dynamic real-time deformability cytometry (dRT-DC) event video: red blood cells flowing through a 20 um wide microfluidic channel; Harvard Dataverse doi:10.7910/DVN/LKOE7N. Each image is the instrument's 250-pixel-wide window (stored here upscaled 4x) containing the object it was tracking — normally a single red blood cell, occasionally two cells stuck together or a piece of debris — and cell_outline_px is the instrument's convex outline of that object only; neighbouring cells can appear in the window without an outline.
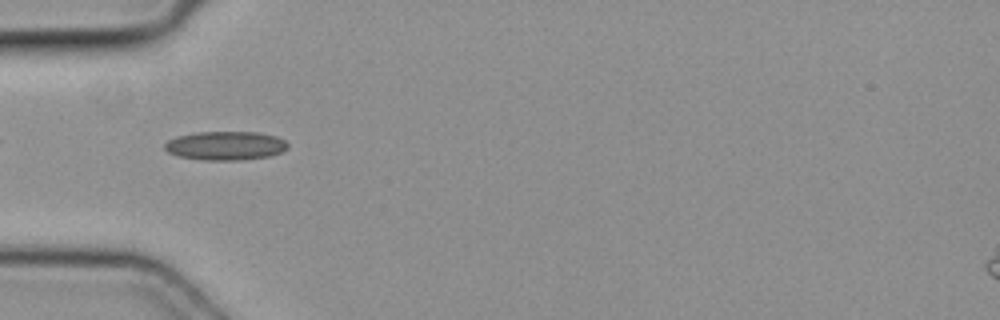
{"species": "common noctule bat (a hibernating species)", "species_latin": "Nyctalus noctula", "temperature_condition": "cold", "stored_images_in_passage": 37, "camera_frame_rate_fps": 3000, "um_per_image_px": 0.085, "animal": {"sex": "female", "body_mass_g": 19.3, "forearm_length_mm": 54.1}, "frame": {"image": 1, "passage_image": 4, "time_ms": 1.0, "image_size_px": [1000, 320], "cell_outline_px": [[288, 148], [280, 152], [268, 156], [244, 160], [200, 160], [180, 156], [168, 152], [164, 148], [164, 144], [168, 140], [176, 136], [200, 132], [256, 132], [276, 136], [284, 140], [288, 144]], "centroid_in_image_um": [19.16, 12.38], "position_along_channel_um": 65.8, "area_um2": 20.63}}
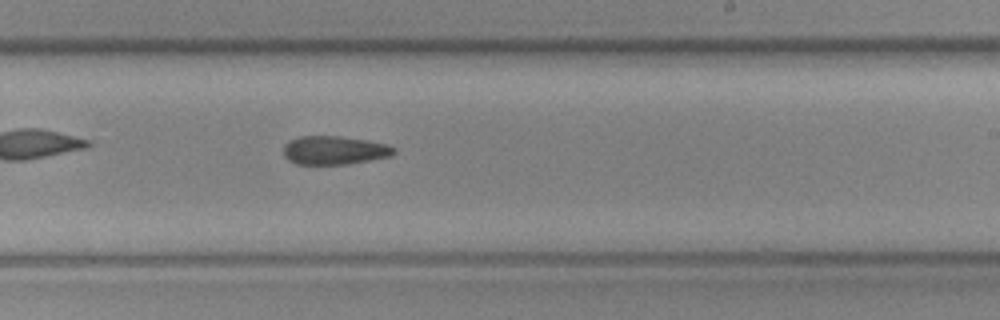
{"frame": {"image": 2, "passage_image": 18, "time_ms": 5.667, "image_size_px": [1000, 320], "cell_outline_px": [[396, 152], [392, 156], [348, 164], [296, 164], [288, 160], [284, 156], [284, 144], [300, 136], [340, 136], [388, 144], [396, 148]], "centroid_in_image_um": [28.44, 12.78], "position_along_channel_um": 260.6, "area_um2": 18.38}}
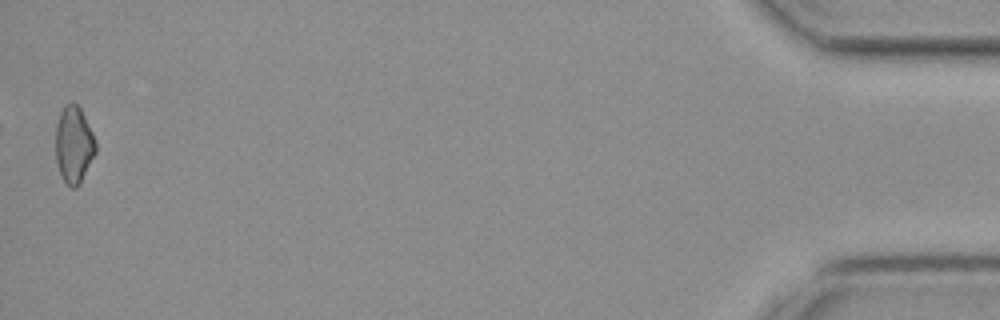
{"frame": {"image": 3, "passage_image": 37, "time_ms": 12.0, "image_size_px": [1000, 320], "cell_outline_px": [[96, 152], [80, 184], [76, 188], [72, 188], [64, 180], [60, 172], [56, 160], [56, 124], [60, 112], [64, 104], [72, 100], [80, 108], [96, 140]], "centroid_in_image_um": [6.28, 12.27], "position_along_channel_um": 428.9, "area_um2": 17.98}}